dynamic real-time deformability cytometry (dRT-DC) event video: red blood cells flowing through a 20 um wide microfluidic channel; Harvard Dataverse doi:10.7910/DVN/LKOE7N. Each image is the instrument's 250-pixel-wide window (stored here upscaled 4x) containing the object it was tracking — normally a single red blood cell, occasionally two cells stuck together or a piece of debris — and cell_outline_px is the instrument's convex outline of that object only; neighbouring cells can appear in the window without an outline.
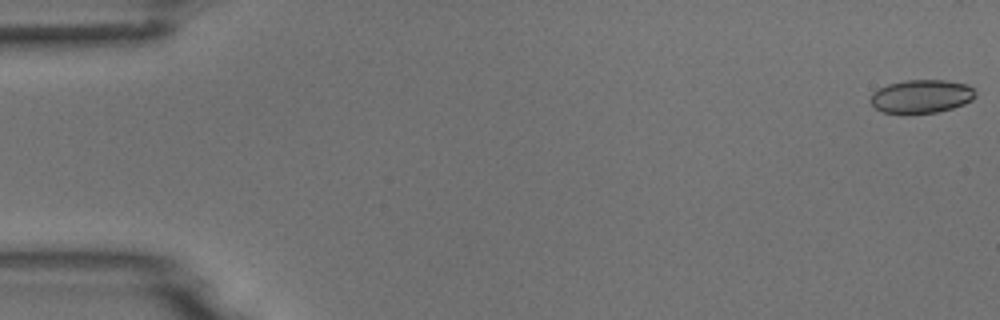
{"species": "common noctule bat (a hibernating species)", "species_latin": "Nyctalus noctula", "temperature_condition": "room temperature", "stored_images_in_passage": 53, "camera_frame_rate_fps": 3000, "um_per_image_px": 0.085, "animal": {"sex": "male", "body_mass_g": 18.8}, "frame": {"image": 1, "passage_image": 1, "time_ms": 0.0, "image_size_px": [1000, 320], "cell_outline_px": [[976, 96], [972, 100], [964, 104], [952, 108], [936, 112], [884, 112], [876, 108], [868, 100], [872, 92], [888, 84], [904, 80], [944, 80], [968, 84], [976, 92]], "centroid_in_image_um": [78.33, 8.16], "position_along_channel_um": 6.7, "area_um2": 20.23}}
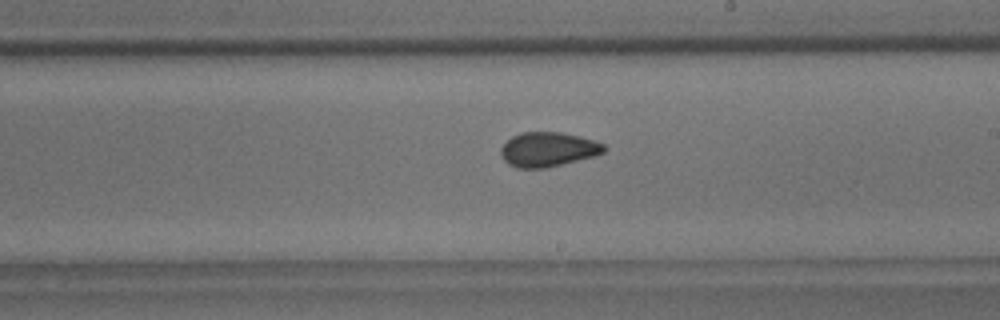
{"frame": {"image": 2, "passage_image": 31, "time_ms": 10.0, "image_size_px": [1000, 320], "cell_outline_px": [[608, 148], [604, 152], [596, 156], [544, 168], [516, 168], [508, 164], [500, 156], [500, 148], [512, 136], [520, 132], [560, 132], [580, 136], [596, 140], [604, 144]], "centroid_in_image_um": [46.6, 12.69], "position_along_channel_um": 242.4, "area_um2": 20.98}}
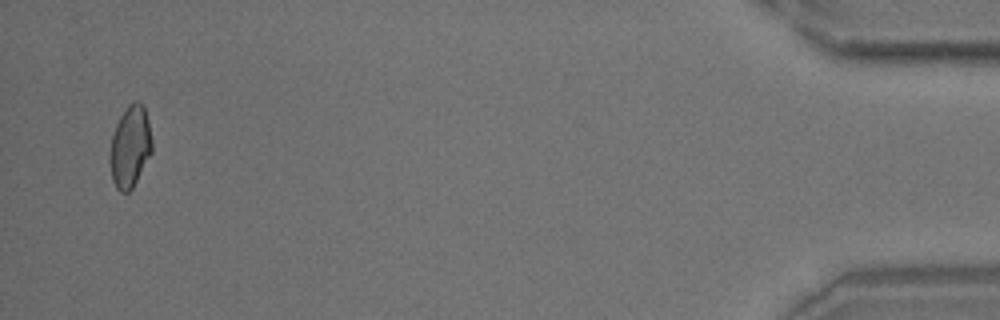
{"frame": {"image": 3, "passage_image": 52, "time_ms": 17.0, "image_size_px": [1000, 320], "cell_outline_px": [[152, 152], [132, 188], [128, 192], [120, 192], [116, 188], [112, 180], [108, 160], [108, 156], [112, 136], [116, 124], [120, 116], [128, 104], [132, 100], [136, 100], [144, 104], [148, 120], [152, 140]], "centroid_in_image_um": [11.04, 12.45], "position_along_channel_um": 424.2, "area_um2": 20.35}}